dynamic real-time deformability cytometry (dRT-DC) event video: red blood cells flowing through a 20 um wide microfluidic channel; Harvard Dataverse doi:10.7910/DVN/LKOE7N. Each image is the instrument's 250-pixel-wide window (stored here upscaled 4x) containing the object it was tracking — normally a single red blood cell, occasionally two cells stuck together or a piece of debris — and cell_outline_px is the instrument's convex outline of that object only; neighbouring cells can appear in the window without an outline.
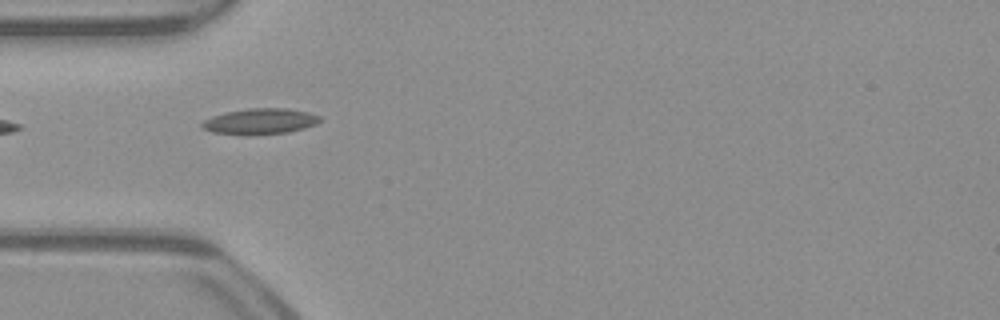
{"species": "common noctule bat (a hibernating species)", "species_latin": "Nyctalus noctula", "temperature_condition": "warm", "stored_images_in_passage": 37, "camera_frame_rate_fps": 3000, "um_per_image_px": 0.085, "animal": {"sex": "male", "body_mass_g": 23.1, "forearm_length_mm": 52.7}, "frame": {"image": 1, "passage_image": 1, "time_ms": 0.0, "image_size_px": [1000, 320], "cell_outline_px": [[320, 120], [316, 124], [304, 128], [288, 132], [252, 136], [244, 136], [212, 132], [204, 128], [200, 124], [204, 120], [212, 116], [228, 112], [248, 108], [288, 108], [308, 112], [320, 116]], "centroid_in_image_um": [22.1, 10.33], "position_along_channel_um": 62.9, "area_um2": 17.92}}
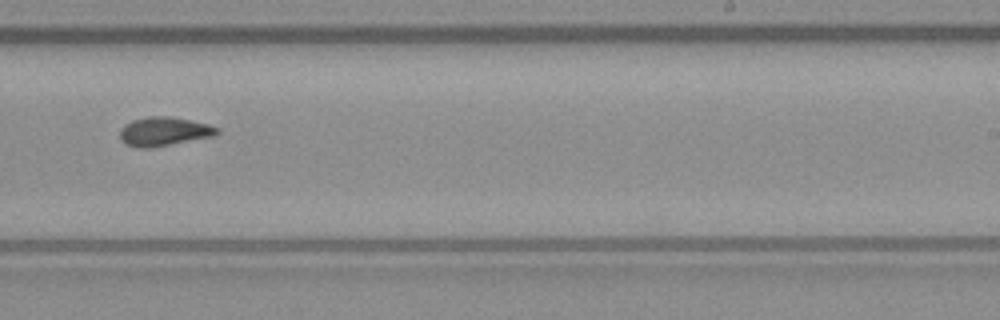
{"frame": {"image": 2, "passage_image": 17, "time_ms": 5.333, "image_size_px": [1000, 320], "cell_outline_px": [[220, 132], [216, 136], [152, 148], [136, 148], [124, 144], [120, 140], [120, 128], [124, 124], [132, 120], [148, 116], [168, 116], [208, 124], [220, 128]], "centroid_in_image_um": [13.93, 11.19], "position_along_channel_um": 275.1, "area_um2": 16.7}}
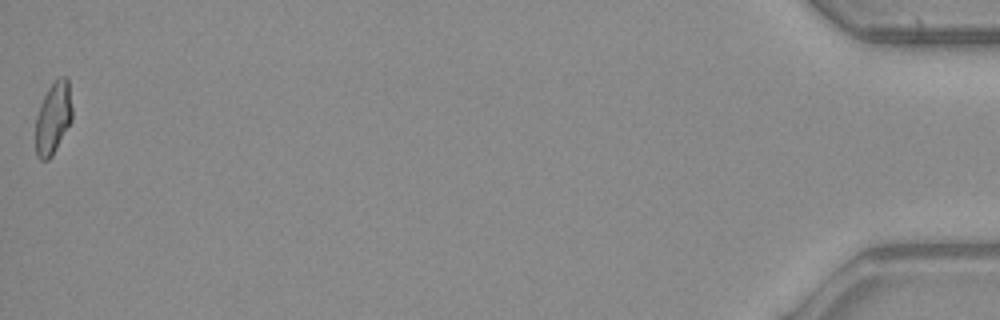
{"frame": {"image": 3, "passage_image": 37, "time_ms": 12.0, "image_size_px": [1000, 320], "cell_outline_px": [[72, 120], [52, 156], [48, 160], [40, 160], [36, 156], [36, 116], [40, 104], [48, 88], [60, 76], [64, 76], [68, 80], [72, 108]], "centroid_in_image_um": [4.52, 10.05], "position_along_channel_um": 430.7, "area_um2": 15.32}, "authors_computed_cell_mechanics": {"area_um2": 15.6638, "velocity_mm_per_s": 3.9753, "shape_relaxation_time_tau1_ms": null, "shape_relaxation_time_tau2_ms": 3.5338, "deformation_change_tau1": null, "deformation_change_tau2": 0.0769}}